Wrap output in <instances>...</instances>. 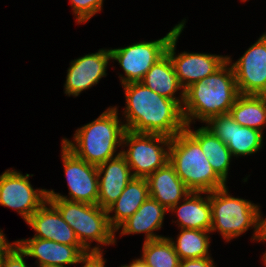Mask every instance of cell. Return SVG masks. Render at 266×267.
Segmentation results:
<instances>
[{
    "label": "cell",
    "mask_w": 266,
    "mask_h": 267,
    "mask_svg": "<svg viewBox=\"0 0 266 267\" xmlns=\"http://www.w3.org/2000/svg\"><path fill=\"white\" fill-rule=\"evenodd\" d=\"M123 88L126 130L173 138L185 129L182 107L175 100L159 95L141 82L125 84Z\"/></svg>",
    "instance_id": "1"
},
{
    "label": "cell",
    "mask_w": 266,
    "mask_h": 267,
    "mask_svg": "<svg viewBox=\"0 0 266 267\" xmlns=\"http://www.w3.org/2000/svg\"><path fill=\"white\" fill-rule=\"evenodd\" d=\"M30 174L8 169L0 175V205L16 210L25 222L47 200L46 189H33Z\"/></svg>",
    "instance_id": "10"
},
{
    "label": "cell",
    "mask_w": 266,
    "mask_h": 267,
    "mask_svg": "<svg viewBox=\"0 0 266 267\" xmlns=\"http://www.w3.org/2000/svg\"><path fill=\"white\" fill-rule=\"evenodd\" d=\"M141 258L149 267H179V256L169 237L144 241Z\"/></svg>",
    "instance_id": "26"
},
{
    "label": "cell",
    "mask_w": 266,
    "mask_h": 267,
    "mask_svg": "<svg viewBox=\"0 0 266 267\" xmlns=\"http://www.w3.org/2000/svg\"><path fill=\"white\" fill-rule=\"evenodd\" d=\"M61 153L70 197L55 193L54 190H47L48 198H61L69 201L97 204V166L78 158L63 144Z\"/></svg>",
    "instance_id": "9"
},
{
    "label": "cell",
    "mask_w": 266,
    "mask_h": 267,
    "mask_svg": "<svg viewBox=\"0 0 266 267\" xmlns=\"http://www.w3.org/2000/svg\"><path fill=\"white\" fill-rule=\"evenodd\" d=\"M146 180L149 197L158 201L167 210L180 203L191 192L169 162L148 176Z\"/></svg>",
    "instance_id": "18"
},
{
    "label": "cell",
    "mask_w": 266,
    "mask_h": 267,
    "mask_svg": "<svg viewBox=\"0 0 266 267\" xmlns=\"http://www.w3.org/2000/svg\"><path fill=\"white\" fill-rule=\"evenodd\" d=\"M260 241H266V218L261 217V237Z\"/></svg>",
    "instance_id": "33"
},
{
    "label": "cell",
    "mask_w": 266,
    "mask_h": 267,
    "mask_svg": "<svg viewBox=\"0 0 266 267\" xmlns=\"http://www.w3.org/2000/svg\"><path fill=\"white\" fill-rule=\"evenodd\" d=\"M231 61L227 56L217 71L184 90L182 113L186 125L195 119L206 123L214 116L230 112L239 95Z\"/></svg>",
    "instance_id": "2"
},
{
    "label": "cell",
    "mask_w": 266,
    "mask_h": 267,
    "mask_svg": "<svg viewBox=\"0 0 266 267\" xmlns=\"http://www.w3.org/2000/svg\"><path fill=\"white\" fill-rule=\"evenodd\" d=\"M185 130L200 144L213 170L226 183L232 158L227 145L205 126L193 131L190 125H186Z\"/></svg>",
    "instance_id": "23"
},
{
    "label": "cell",
    "mask_w": 266,
    "mask_h": 267,
    "mask_svg": "<svg viewBox=\"0 0 266 267\" xmlns=\"http://www.w3.org/2000/svg\"><path fill=\"white\" fill-rule=\"evenodd\" d=\"M229 113L239 125L262 132L266 125V96L239 94Z\"/></svg>",
    "instance_id": "24"
},
{
    "label": "cell",
    "mask_w": 266,
    "mask_h": 267,
    "mask_svg": "<svg viewBox=\"0 0 266 267\" xmlns=\"http://www.w3.org/2000/svg\"><path fill=\"white\" fill-rule=\"evenodd\" d=\"M179 267H215L211 257L180 260Z\"/></svg>",
    "instance_id": "29"
},
{
    "label": "cell",
    "mask_w": 266,
    "mask_h": 267,
    "mask_svg": "<svg viewBox=\"0 0 266 267\" xmlns=\"http://www.w3.org/2000/svg\"><path fill=\"white\" fill-rule=\"evenodd\" d=\"M231 66L239 94L266 95V32Z\"/></svg>",
    "instance_id": "12"
},
{
    "label": "cell",
    "mask_w": 266,
    "mask_h": 267,
    "mask_svg": "<svg viewBox=\"0 0 266 267\" xmlns=\"http://www.w3.org/2000/svg\"><path fill=\"white\" fill-rule=\"evenodd\" d=\"M26 223L36 232L32 238L52 240L64 245H81L74 230L49 200L35 211Z\"/></svg>",
    "instance_id": "17"
},
{
    "label": "cell",
    "mask_w": 266,
    "mask_h": 267,
    "mask_svg": "<svg viewBox=\"0 0 266 267\" xmlns=\"http://www.w3.org/2000/svg\"><path fill=\"white\" fill-rule=\"evenodd\" d=\"M149 197L146 178L133 177L118 199L107 209L110 226L116 231ZM114 212L113 216L110 213Z\"/></svg>",
    "instance_id": "21"
},
{
    "label": "cell",
    "mask_w": 266,
    "mask_h": 267,
    "mask_svg": "<svg viewBox=\"0 0 266 267\" xmlns=\"http://www.w3.org/2000/svg\"><path fill=\"white\" fill-rule=\"evenodd\" d=\"M206 124L227 145L232 156L250 155L262 148L263 132L239 125L230 113L214 116Z\"/></svg>",
    "instance_id": "13"
},
{
    "label": "cell",
    "mask_w": 266,
    "mask_h": 267,
    "mask_svg": "<svg viewBox=\"0 0 266 267\" xmlns=\"http://www.w3.org/2000/svg\"><path fill=\"white\" fill-rule=\"evenodd\" d=\"M111 59L110 49H100L70 62L64 85L65 94L78 96L82 91L96 85L106 77V69Z\"/></svg>",
    "instance_id": "14"
},
{
    "label": "cell",
    "mask_w": 266,
    "mask_h": 267,
    "mask_svg": "<svg viewBox=\"0 0 266 267\" xmlns=\"http://www.w3.org/2000/svg\"><path fill=\"white\" fill-rule=\"evenodd\" d=\"M105 262L103 253H90L81 261L82 267H105Z\"/></svg>",
    "instance_id": "30"
},
{
    "label": "cell",
    "mask_w": 266,
    "mask_h": 267,
    "mask_svg": "<svg viewBox=\"0 0 266 267\" xmlns=\"http://www.w3.org/2000/svg\"><path fill=\"white\" fill-rule=\"evenodd\" d=\"M97 170V205L107 210L121 195L127 184L132 180L133 175L126 159L121 154L99 164Z\"/></svg>",
    "instance_id": "16"
},
{
    "label": "cell",
    "mask_w": 266,
    "mask_h": 267,
    "mask_svg": "<svg viewBox=\"0 0 266 267\" xmlns=\"http://www.w3.org/2000/svg\"><path fill=\"white\" fill-rule=\"evenodd\" d=\"M48 200L58 209L64 221L74 230L80 244L89 253H103L101 244L116 243L115 230L109 224L107 210L97 204L61 198H48ZM92 241L98 242V245L91 248Z\"/></svg>",
    "instance_id": "6"
},
{
    "label": "cell",
    "mask_w": 266,
    "mask_h": 267,
    "mask_svg": "<svg viewBox=\"0 0 266 267\" xmlns=\"http://www.w3.org/2000/svg\"><path fill=\"white\" fill-rule=\"evenodd\" d=\"M170 137L160 134L135 133L126 130L121 155L131 168L133 177L147 178L169 162ZM125 144V145H124ZM165 147V148H164Z\"/></svg>",
    "instance_id": "7"
},
{
    "label": "cell",
    "mask_w": 266,
    "mask_h": 267,
    "mask_svg": "<svg viewBox=\"0 0 266 267\" xmlns=\"http://www.w3.org/2000/svg\"><path fill=\"white\" fill-rule=\"evenodd\" d=\"M77 23H86L103 7V0H70Z\"/></svg>",
    "instance_id": "27"
},
{
    "label": "cell",
    "mask_w": 266,
    "mask_h": 267,
    "mask_svg": "<svg viewBox=\"0 0 266 267\" xmlns=\"http://www.w3.org/2000/svg\"><path fill=\"white\" fill-rule=\"evenodd\" d=\"M169 163L191 192L209 193L226 186L200 144L185 129L171 139Z\"/></svg>",
    "instance_id": "4"
},
{
    "label": "cell",
    "mask_w": 266,
    "mask_h": 267,
    "mask_svg": "<svg viewBox=\"0 0 266 267\" xmlns=\"http://www.w3.org/2000/svg\"><path fill=\"white\" fill-rule=\"evenodd\" d=\"M38 267H62V266H56V265L47 264V265H41V266H38Z\"/></svg>",
    "instance_id": "34"
},
{
    "label": "cell",
    "mask_w": 266,
    "mask_h": 267,
    "mask_svg": "<svg viewBox=\"0 0 266 267\" xmlns=\"http://www.w3.org/2000/svg\"><path fill=\"white\" fill-rule=\"evenodd\" d=\"M212 225L210 232L218 231L227 242L239 237L250 227L253 240L260 242L261 211L251 201L228 194L227 186L209 192Z\"/></svg>",
    "instance_id": "5"
},
{
    "label": "cell",
    "mask_w": 266,
    "mask_h": 267,
    "mask_svg": "<svg viewBox=\"0 0 266 267\" xmlns=\"http://www.w3.org/2000/svg\"><path fill=\"white\" fill-rule=\"evenodd\" d=\"M16 244L28 257L37 259L38 266L78 264L90 253L82 245H64L52 240L30 238L17 240Z\"/></svg>",
    "instance_id": "15"
},
{
    "label": "cell",
    "mask_w": 266,
    "mask_h": 267,
    "mask_svg": "<svg viewBox=\"0 0 266 267\" xmlns=\"http://www.w3.org/2000/svg\"><path fill=\"white\" fill-rule=\"evenodd\" d=\"M184 27L185 24L172 35L166 48V53L173 63L175 73L183 90L198 81L204 80L227 61V56L216 54L188 53L184 51L176 55V43Z\"/></svg>",
    "instance_id": "11"
},
{
    "label": "cell",
    "mask_w": 266,
    "mask_h": 267,
    "mask_svg": "<svg viewBox=\"0 0 266 267\" xmlns=\"http://www.w3.org/2000/svg\"><path fill=\"white\" fill-rule=\"evenodd\" d=\"M125 131L117 107H109L94 121L76 130L74 143L64 138L62 144L78 158L98 166L121 154L120 151L114 155L122 146Z\"/></svg>",
    "instance_id": "3"
},
{
    "label": "cell",
    "mask_w": 266,
    "mask_h": 267,
    "mask_svg": "<svg viewBox=\"0 0 266 267\" xmlns=\"http://www.w3.org/2000/svg\"><path fill=\"white\" fill-rule=\"evenodd\" d=\"M204 192H190L181 205H174L168 211L178 216V227L183 229L210 231L212 225L211 205L209 193L202 197Z\"/></svg>",
    "instance_id": "20"
},
{
    "label": "cell",
    "mask_w": 266,
    "mask_h": 267,
    "mask_svg": "<svg viewBox=\"0 0 266 267\" xmlns=\"http://www.w3.org/2000/svg\"><path fill=\"white\" fill-rule=\"evenodd\" d=\"M180 230L176 242L169 238L180 260L211 257L208 252L210 231L183 228Z\"/></svg>",
    "instance_id": "25"
},
{
    "label": "cell",
    "mask_w": 266,
    "mask_h": 267,
    "mask_svg": "<svg viewBox=\"0 0 266 267\" xmlns=\"http://www.w3.org/2000/svg\"><path fill=\"white\" fill-rule=\"evenodd\" d=\"M26 254L16 244L13 249L5 256L0 267H28L24 257Z\"/></svg>",
    "instance_id": "28"
},
{
    "label": "cell",
    "mask_w": 266,
    "mask_h": 267,
    "mask_svg": "<svg viewBox=\"0 0 266 267\" xmlns=\"http://www.w3.org/2000/svg\"><path fill=\"white\" fill-rule=\"evenodd\" d=\"M16 245V241L12 244L9 243L5 237V234L0 229V264L4 260L5 256L13 249Z\"/></svg>",
    "instance_id": "31"
},
{
    "label": "cell",
    "mask_w": 266,
    "mask_h": 267,
    "mask_svg": "<svg viewBox=\"0 0 266 267\" xmlns=\"http://www.w3.org/2000/svg\"><path fill=\"white\" fill-rule=\"evenodd\" d=\"M168 210L158 201L148 197L141 207L127 220H125L115 231L121 228L120 235L144 233L145 241L163 238L156 235L154 231L162 227L165 213Z\"/></svg>",
    "instance_id": "19"
},
{
    "label": "cell",
    "mask_w": 266,
    "mask_h": 267,
    "mask_svg": "<svg viewBox=\"0 0 266 267\" xmlns=\"http://www.w3.org/2000/svg\"><path fill=\"white\" fill-rule=\"evenodd\" d=\"M263 261H264V264H265V266H266V251H265V253H264V255H263Z\"/></svg>",
    "instance_id": "35"
},
{
    "label": "cell",
    "mask_w": 266,
    "mask_h": 267,
    "mask_svg": "<svg viewBox=\"0 0 266 267\" xmlns=\"http://www.w3.org/2000/svg\"><path fill=\"white\" fill-rule=\"evenodd\" d=\"M141 83L159 95L175 100L182 107L184 90L178 81L173 63L167 53L147 71ZM181 88L180 96H174L175 92L180 91Z\"/></svg>",
    "instance_id": "22"
},
{
    "label": "cell",
    "mask_w": 266,
    "mask_h": 267,
    "mask_svg": "<svg viewBox=\"0 0 266 267\" xmlns=\"http://www.w3.org/2000/svg\"><path fill=\"white\" fill-rule=\"evenodd\" d=\"M121 267H149L142 258L133 259L129 265H122Z\"/></svg>",
    "instance_id": "32"
},
{
    "label": "cell",
    "mask_w": 266,
    "mask_h": 267,
    "mask_svg": "<svg viewBox=\"0 0 266 267\" xmlns=\"http://www.w3.org/2000/svg\"><path fill=\"white\" fill-rule=\"evenodd\" d=\"M182 20L166 36L155 41H142L123 48L110 49L111 60L118 61L124 71L121 85L141 82L147 71L166 53L172 35L185 24Z\"/></svg>",
    "instance_id": "8"
}]
</instances>
